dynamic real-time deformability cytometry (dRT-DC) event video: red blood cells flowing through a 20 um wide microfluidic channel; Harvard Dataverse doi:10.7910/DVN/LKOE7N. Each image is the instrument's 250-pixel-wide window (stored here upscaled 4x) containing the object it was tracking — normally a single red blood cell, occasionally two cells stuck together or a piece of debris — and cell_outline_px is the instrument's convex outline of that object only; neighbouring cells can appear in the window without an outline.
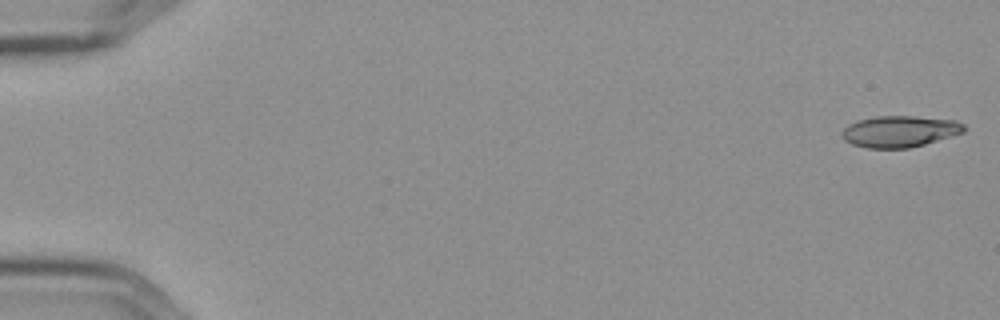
{"species": "Egyptian fruit bat (a non-hibernating species)", "species_latin": "Rousettus aegyptiacus", "temperature_condition": "cold", "stored_images_in_passage": 54, "camera_frame_rate_fps": 3000, "um_per_image_px": 0.085, "frame": {"image": 1, "passage_image": 1, "time_ms": 0.0, "image_size_px": [1000, 320], "cell_outline_px": [[968, 128], [964, 132], [924, 144], [908, 148], [868, 148], [852, 144], [844, 140], [840, 132], [848, 124], [856, 120], [876, 116], [916, 116], [956, 120], [964, 124]], "centroid_in_image_um": [76.47, 11.16], "position_along_channel_um": 8.5, "area_um2": 22.48}}
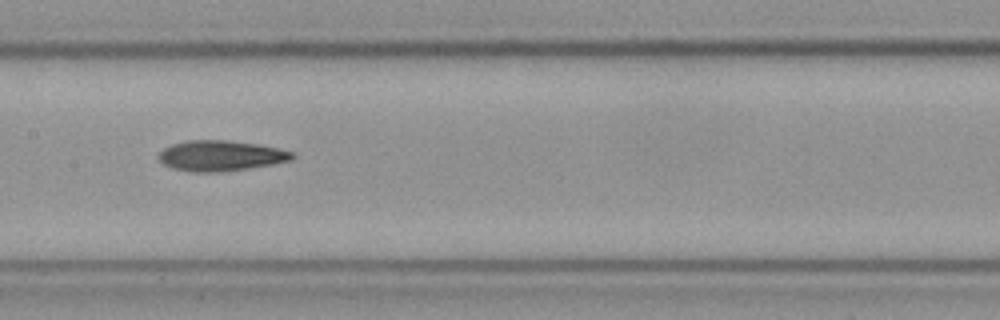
{"frame": {"image": 2, "passage_image": 29, "time_ms": 9.333, "image_size_px": [1000, 320], "cell_outline_px": [[296, 156], [292, 160], [272, 164], [224, 172], [188, 172], [172, 168], [164, 164], [156, 156], [164, 148], [172, 144], [188, 140], [228, 140], [256, 144], [296, 152]], "centroid_in_image_um": [18.76, 13.24], "position_along_channel_um": 188.6, "area_um2": 23.87}}
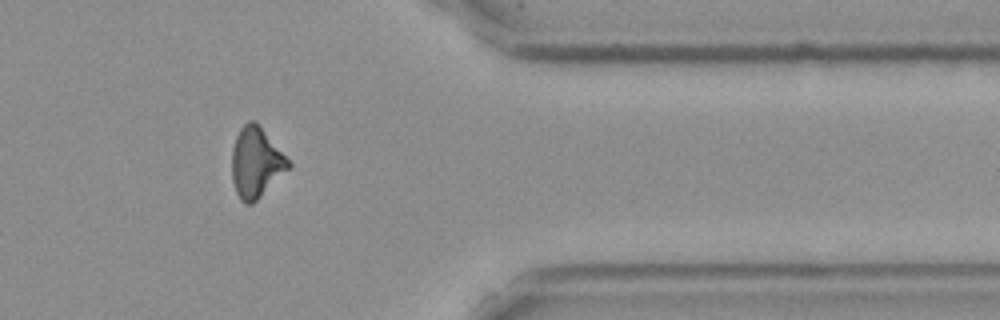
{"frame": {"image": 3, "passage_image": 47, "time_ms": 15.333, "image_size_px": [1000, 320], "cell_outline_px": [[292, 168], [252, 204], [244, 204], [240, 200], [236, 192], [232, 180], [232, 148], [236, 136], [240, 128], [248, 120], [256, 120], [292, 164]], "centroid_in_image_um": [21.77, 13.82], "position_along_channel_um": 389.6, "area_um2": 23.47}}